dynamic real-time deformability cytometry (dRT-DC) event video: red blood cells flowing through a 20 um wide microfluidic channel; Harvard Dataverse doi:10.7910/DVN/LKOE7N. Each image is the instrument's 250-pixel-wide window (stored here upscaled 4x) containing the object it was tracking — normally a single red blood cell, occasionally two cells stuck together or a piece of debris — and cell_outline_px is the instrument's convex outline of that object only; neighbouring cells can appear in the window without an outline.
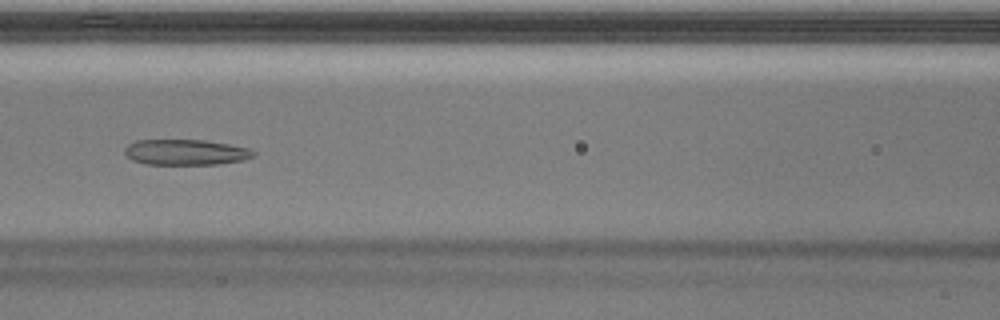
{"species": "Egyptian fruit bat (a non-hibernating species)", "species_latin": "Rousettus aegyptiacus", "temperature_condition": "warm", "stored_images_in_passage": 36, "camera_frame_rate_fps": 3000, "um_per_image_px": 0.085, "animal": {"sex": "male"}, "frame": {"image": 1, "passage_image": 16, "time_ms": 5.0, "image_size_px": [1000, 320], "cell_outline_px": [[256, 156], [244, 160], [216, 164], [144, 164], [132, 160], [124, 152], [124, 148], [128, 144], [136, 140], [204, 140], [228, 144], [248, 148], [256, 152]], "centroid_in_image_um": [15.79, 12.94], "position_along_channel_um": 150.8, "area_um2": 19.25}}
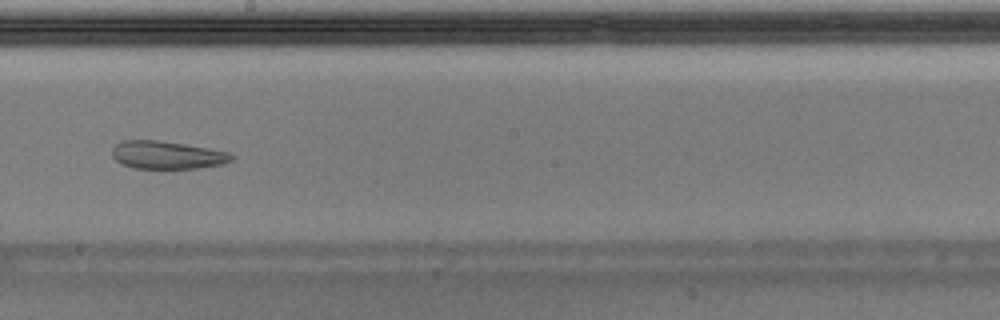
{"frame": {"image": 2, "passage_image": 21, "time_ms": 6.667, "image_size_px": [1000, 320], "cell_outline_px": [[236, 156], [232, 160], [224, 164], [196, 168], [136, 168], [120, 164], [112, 156], [112, 148], [116, 144], [124, 140], [160, 140], [208, 148], [228, 152]], "centroid_in_image_um": [14.2, 13.17], "position_along_channel_um": 234.0, "area_um2": 19.42}}